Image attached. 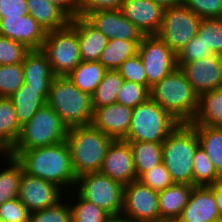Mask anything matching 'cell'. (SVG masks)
<instances>
[{
  "label": "cell",
  "mask_w": 222,
  "mask_h": 222,
  "mask_svg": "<svg viewBox=\"0 0 222 222\" xmlns=\"http://www.w3.org/2000/svg\"><path fill=\"white\" fill-rule=\"evenodd\" d=\"M149 92L150 90L144 85L124 80L123 86L117 95L116 103L134 109L150 97Z\"/></svg>",
  "instance_id": "38"
},
{
  "label": "cell",
  "mask_w": 222,
  "mask_h": 222,
  "mask_svg": "<svg viewBox=\"0 0 222 222\" xmlns=\"http://www.w3.org/2000/svg\"><path fill=\"white\" fill-rule=\"evenodd\" d=\"M137 179L145 172L162 162V143L129 142Z\"/></svg>",
  "instance_id": "32"
},
{
  "label": "cell",
  "mask_w": 222,
  "mask_h": 222,
  "mask_svg": "<svg viewBox=\"0 0 222 222\" xmlns=\"http://www.w3.org/2000/svg\"><path fill=\"white\" fill-rule=\"evenodd\" d=\"M138 54L150 87L177 68V55L158 35H145L138 46Z\"/></svg>",
  "instance_id": "11"
},
{
  "label": "cell",
  "mask_w": 222,
  "mask_h": 222,
  "mask_svg": "<svg viewBox=\"0 0 222 222\" xmlns=\"http://www.w3.org/2000/svg\"><path fill=\"white\" fill-rule=\"evenodd\" d=\"M106 71L99 61H81L67 76L82 92L92 95Z\"/></svg>",
  "instance_id": "28"
},
{
  "label": "cell",
  "mask_w": 222,
  "mask_h": 222,
  "mask_svg": "<svg viewBox=\"0 0 222 222\" xmlns=\"http://www.w3.org/2000/svg\"><path fill=\"white\" fill-rule=\"evenodd\" d=\"M26 0H0V18L28 15Z\"/></svg>",
  "instance_id": "47"
},
{
  "label": "cell",
  "mask_w": 222,
  "mask_h": 222,
  "mask_svg": "<svg viewBox=\"0 0 222 222\" xmlns=\"http://www.w3.org/2000/svg\"><path fill=\"white\" fill-rule=\"evenodd\" d=\"M199 94L222 88V56L213 54L199 61L177 64Z\"/></svg>",
  "instance_id": "15"
},
{
  "label": "cell",
  "mask_w": 222,
  "mask_h": 222,
  "mask_svg": "<svg viewBox=\"0 0 222 222\" xmlns=\"http://www.w3.org/2000/svg\"><path fill=\"white\" fill-rule=\"evenodd\" d=\"M113 140L92 124L68 128L65 141L70 150L71 164L76 177L100 172L107 149Z\"/></svg>",
  "instance_id": "2"
},
{
  "label": "cell",
  "mask_w": 222,
  "mask_h": 222,
  "mask_svg": "<svg viewBox=\"0 0 222 222\" xmlns=\"http://www.w3.org/2000/svg\"><path fill=\"white\" fill-rule=\"evenodd\" d=\"M55 76H67L82 60L77 31L68 24L48 31L42 49Z\"/></svg>",
  "instance_id": "9"
},
{
  "label": "cell",
  "mask_w": 222,
  "mask_h": 222,
  "mask_svg": "<svg viewBox=\"0 0 222 222\" xmlns=\"http://www.w3.org/2000/svg\"><path fill=\"white\" fill-rule=\"evenodd\" d=\"M29 14L45 30L52 31L66 27L70 18L49 0H26Z\"/></svg>",
  "instance_id": "26"
},
{
  "label": "cell",
  "mask_w": 222,
  "mask_h": 222,
  "mask_svg": "<svg viewBox=\"0 0 222 222\" xmlns=\"http://www.w3.org/2000/svg\"><path fill=\"white\" fill-rule=\"evenodd\" d=\"M117 71L124 80L144 85L150 90L151 87L147 84L145 68L143 67L142 60L138 53L126 59Z\"/></svg>",
  "instance_id": "41"
},
{
  "label": "cell",
  "mask_w": 222,
  "mask_h": 222,
  "mask_svg": "<svg viewBox=\"0 0 222 222\" xmlns=\"http://www.w3.org/2000/svg\"><path fill=\"white\" fill-rule=\"evenodd\" d=\"M123 82L124 78L117 70H107L97 89L91 95L92 107L100 108L116 103Z\"/></svg>",
  "instance_id": "33"
},
{
  "label": "cell",
  "mask_w": 222,
  "mask_h": 222,
  "mask_svg": "<svg viewBox=\"0 0 222 222\" xmlns=\"http://www.w3.org/2000/svg\"><path fill=\"white\" fill-rule=\"evenodd\" d=\"M73 204L69 202L72 222H104L110 214L95 204L83 199L77 192Z\"/></svg>",
  "instance_id": "36"
},
{
  "label": "cell",
  "mask_w": 222,
  "mask_h": 222,
  "mask_svg": "<svg viewBox=\"0 0 222 222\" xmlns=\"http://www.w3.org/2000/svg\"><path fill=\"white\" fill-rule=\"evenodd\" d=\"M159 192L139 180L124 185L122 215L129 222L159 221Z\"/></svg>",
  "instance_id": "12"
},
{
  "label": "cell",
  "mask_w": 222,
  "mask_h": 222,
  "mask_svg": "<svg viewBox=\"0 0 222 222\" xmlns=\"http://www.w3.org/2000/svg\"><path fill=\"white\" fill-rule=\"evenodd\" d=\"M196 15L202 18H222V0H181Z\"/></svg>",
  "instance_id": "44"
},
{
  "label": "cell",
  "mask_w": 222,
  "mask_h": 222,
  "mask_svg": "<svg viewBox=\"0 0 222 222\" xmlns=\"http://www.w3.org/2000/svg\"><path fill=\"white\" fill-rule=\"evenodd\" d=\"M124 0H79V16H84L87 12L107 9H120Z\"/></svg>",
  "instance_id": "46"
},
{
  "label": "cell",
  "mask_w": 222,
  "mask_h": 222,
  "mask_svg": "<svg viewBox=\"0 0 222 222\" xmlns=\"http://www.w3.org/2000/svg\"><path fill=\"white\" fill-rule=\"evenodd\" d=\"M67 126L47 104L25 123L14 147L8 152L16 157L22 150L51 146L66 140Z\"/></svg>",
  "instance_id": "6"
},
{
  "label": "cell",
  "mask_w": 222,
  "mask_h": 222,
  "mask_svg": "<svg viewBox=\"0 0 222 222\" xmlns=\"http://www.w3.org/2000/svg\"><path fill=\"white\" fill-rule=\"evenodd\" d=\"M24 84L23 66L0 65V97H10Z\"/></svg>",
  "instance_id": "37"
},
{
  "label": "cell",
  "mask_w": 222,
  "mask_h": 222,
  "mask_svg": "<svg viewBox=\"0 0 222 222\" xmlns=\"http://www.w3.org/2000/svg\"><path fill=\"white\" fill-rule=\"evenodd\" d=\"M24 83L33 89H50L55 78L48 57L41 49L30 50L22 63Z\"/></svg>",
  "instance_id": "22"
},
{
  "label": "cell",
  "mask_w": 222,
  "mask_h": 222,
  "mask_svg": "<svg viewBox=\"0 0 222 222\" xmlns=\"http://www.w3.org/2000/svg\"><path fill=\"white\" fill-rule=\"evenodd\" d=\"M155 3H157L158 5L162 6L164 9L171 7V6H175L181 3V0H151Z\"/></svg>",
  "instance_id": "50"
},
{
  "label": "cell",
  "mask_w": 222,
  "mask_h": 222,
  "mask_svg": "<svg viewBox=\"0 0 222 222\" xmlns=\"http://www.w3.org/2000/svg\"><path fill=\"white\" fill-rule=\"evenodd\" d=\"M100 172L123 185L137 180L130 143L123 139L113 140L107 149Z\"/></svg>",
  "instance_id": "16"
},
{
  "label": "cell",
  "mask_w": 222,
  "mask_h": 222,
  "mask_svg": "<svg viewBox=\"0 0 222 222\" xmlns=\"http://www.w3.org/2000/svg\"><path fill=\"white\" fill-rule=\"evenodd\" d=\"M16 159L22 164L24 172L54 183L64 192L69 190L68 186H72V190L73 186H76L77 177L72 168L70 150L66 141L22 150Z\"/></svg>",
  "instance_id": "1"
},
{
  "label": "cell",
  "mask_w": 222,
  "mask_h": 222,
  "mask_svg": "<svg viewBox=\"0 0 222 222\" xmlns=\"http://www.w3.org/2000/svg\"><path fill=\"white\" fill-rule=\"evenodd\" d=\"M198 146V136L190 123H179L162 143V162L174 183L193 185L194 155Z\"/></svg>",
  "instance_id": "4"
},
{
  "label": "cell",
  "mask_w": 222,
  "mask_h": 222,
  "mask_svg": "<svg viewBox=\"0 0 222 222\" xmlns=\"http://www.w3.org/2000/svg\"><path fill=\"white\" fill-rule=\"evenodd\" d=\"M198 136V143L209 159L217 174L222 178V128L191 124Z\"/></svg>",
  "instance_id": "29"
},
{
  "label": "cell",
  "mask_w": 222,
  "mask_h": 222,
  "mask_svg": "<svg viewBox=\"0 0 222 222\" xmlns=\"http://www.w3.org/2000/svg\"><path fill=\"white\" fill-rule=\"evenodd\" d=\"M196 35L214 54L222 56V18H202Z\"/></svg>",
  "instance_id": "35"
},
{
  "label": "cell",
  "mask_w": 222,
  "mask_h": 222,
  "mask_svg": "<svg viewBox=\"0 0 222 222\" xmlns=\"http://www.w3.org/2000/svg\"><path fill=\"white\" fill-rule=\"evenodd\" d=\"M29 51L24 44L0 35V65L23 63Z\"/></svg>",
  "instance_id": "40"
},
{
  "label": "cell",
  "mask_w": 222,
  "mask_h": 222,
  "mask_svg": "<svg viewBox=\"0 0 222 222\" xmlns=\"http://www.w3.org/2000/svg\"><path fill=\"white\" fill-rule=\"evenodd\" d=\"M46 104L59 115L67 128L91 124V95L82 92L68 76H55L50 85Z\"/></svg>",
  "instance_id": "5"
},
{
  "label": "cell",
  "mask_w": 222,
  "mask_h": 222,
  "mask_svg": "<svg viewBox=\"0 0 222 222\" xmlns=\"http://www.w3.org/2000/svg\"><path fill=\"white\" fill-rule=\"evenodd\" d=\"M69 24L77 31L81 60L99 61L108 38L83 16L70 19Z\"/></svg>",
  "instance_id": "21"
},
{
  "label": "cell",
  "mask_w": 222,
  "mask_h": 222,
  "mask_svg": "<svg viewBox=\"0 0 222 222\" xmlns=\"http://www.w3.org/2000/svg\"><path fill=\"white\" fill-rule=\"evenodd\" d=\"M8 167L0 170V205L4 202L18 198L20 181L23 174V166L8 153L1 154Z\"/></svg>",
  "instance_id": "31"
},
{
  "label": "cell",
  "mask_w": 222,
  "mask_h": 222,
  "mask_svg": "<svg viewBox=\"0 0 222 222\" xmlns=\"http://www.w3.org/2000/svg\"><path fill=\"white\" fill-rule=\"evenodd\" d=\"M216 199L217 208L220 216H222V181L209 185Z\"/></svg>",
  "instance_id": "49"
},
{
  "label": "cell",
  "mask_w": 222,
  "mask_h": 222,
  "mask_svg": "<svg viewBox=\"0 0 222 222\" xmlns=\"http://www.w3.org/2000/svg\"><path fill=\"white\" fill-rule=\"evenodd\" d=\"M104 222H129L122 214L110 215Z\"/></svg>",
  "instance_id": "51"
},
{
  "label": "cell",
  "mask_w": 222,
  "mask_h": 222,
  "mask_svg": "<svg viewBox=\"0 0 222 222\" xmlns=\"http://www.w3.org/2000/svg\"><path fill=\"white\" fill-rule=\"evenodd\" d=\"M50 89H33L28 84H23L9 98L15 106L18 122L21 126L46 104Z\"/></svg>",
  "instance_id": "24"
},
{
  "label": "cell",
  "mask_w": 222,
  "mask_h": 222,
  "mask_svg": "<svg viewBox=\"0 0 222 222\" xmlns=\"http://www.w3.org/2000/svg\"><path fill=\"white\" fill-rule=\"evenodd\" d=\"M140 42L115 38L110 39L102 51L99 62L106 70H117L126 59L138 53Z\"/></svg>",
  "instance_id": "30"
},
{
  "label": "cell",
  "mask_w": 222,
  "mask_h": 222,
  "mask_svg": "<svg viewBox=\"0 0 222 222\" xmlns=\"http://www.w3.org/2000/svg\"><path fill=\"white\" fill-rule=\"evenodd\" d=\"M201 18L182 2L164 9L163 22L157 34L177 55L197 34Z\"/></svg>",
  "instance_id": "10"
},
{
  "label": "cell",
  "mask_w": 222,
  "mask_h": 222,
  "mask_svg": "<svg viewBox=\"0 0 222 222\" xmlns=\"http://www.w3.org/2000/svg\"><path fill=\"white\" fill-rule=\"evenodd\" d=\"M30 212L18 198L0 205V217L3 222H29Z\"/></svg>",
  "instance_id": "45"
},
{
  "label": "cell",
  "mask_w": 222,
  "mask_h": 222,
  "mask_svg": "<svg viewBox=\"0 0 222 222\" xmlns=\"http://www.w3.org/2000/svg\"><path fill=\"white\" fill-rule=\"evenodd\" d=\"M0 35L36 50L42 49L47 31L28 14L0 18Z\"/></svg>",
  "instance_id": "17"
},
{
  "label": "cell",
  "mask_w": 222,
  "mask_h": 222,
  "mask_svg": "<svg viewBox=\"0 0 222 222\" xmlns=\"http://www.w3.org/2000/svg\"><path fill=\"white\" fill-rule=\"evenodd\" d=\"M122 14L144 35H157L161 29L164 8L151 0H124Z\"/></svg>",
  "instance_id": "18"
},
{
  "label": "cell",
  "mask_w": 222,
  "mask_h": 222,
  "mask_svg": "<svg viewBox=\"0 0 222 222\" xmlns=\"http://www.w3.org/2000/svg\"><path fill=\"white\" fill-rule=\"evenodd\" d=\"M137 180L158 192L166 189L174 183L163 162L143 173Z\"/></svg>",
  "instance_id": "42"
},
{
  "label": "cell",
  "mask_w": 222,
  "mask_h": 222,
  "mask_svg": "<svg viewBox=\"0 0 222 222\" xmlns=\"http://www.w3.org/2000/svg\"><path fill=\"white\" fill-rule=\"evenodd\" d=\"M22 126L9 97H0V151L8 153L16 144Z\"/></svg>",
  "instance_id": "27"
},
{
  "label": "cell",
  "mask_w": 222,
  "mask_h": 222,
  "mask_svg": "<svg viewBox=\"0 0 222 222\" xmlns=\"http://www.w3.org/2000/svg\"><path fill=\"white\" fill-rule=\"evenodd\" d=\"M64 198L48 208L31 212L29 222H72L69 203Z\"/></svg>",
  "instance_id": "39"
},
{
  "label": "cell",
  "mask_w": 222,
  "mask_h": 222,
  "mask_svg": "<svg viewBox=\"0 0 222 222\" xmlns=\"http://www.w3.org/2000/svg\"><path fill=\"white\" fill-rule=\"evenodd\" d=\"M154 222H173V221L160 220V221H154Z\"/></svg>",
  "instance_id": "53"
},
{
  "label": "cell",
  "mask_w": 222,
  "mask_h": 222,
  "mask_svg": "<svg viewBox=\"0 0 222 222\" xmlns=\"http://www.w3.org/2000/svg\"><path fill=\"white\" fill-rule=\"evenodd\" d=\"M52 4L60 8L70 19L79 16V0H49Z\"/></svg>",
  "instance_id": "48"
},
{
  "label": "cell",
  "mask_w": 222,
  "mask_h": 222,
  "mask_svg": "<svg viewBox=\"0 0 222 222\" xmlns=\"http://www.w3.org/2000/svg\"><path fill=\"white\" fill-rule=\"evenodd\" d=\"M214 222H222V216H219Z\"/></svg>",
  "instance_id": "52"
},
{
  "label": "cell",
  "mask_w": 222,
  "mask_h": 222,
  "mask_svg": "<svg viewBox=\"0 0 222 222\" xmlns=\"http://www.w3.org/2000/svg\"><path fill=\"white\" fill-rule=\"evenodd\" d=\"M78 185V186H77ZM76 192L85 200L102 208L110 215L123 211L124 185L101 172H90L77 177Z\"/></svg>",
  "instance_id": "8"
},
{
  "label": "cell",
  "mask_w": 222,
  "mask_h": 222,
  "mask_svg": "<svg viewBox=\"0 0 222 222\" xmlns=\"http://www.w3.org/2000/svg\"><path fill=\"white\" fill-rule=\"evenodd\" d=\"M214 53L196 35L177 54V64L199 61L200 59L212 56Z\"/></svg>",
  "instance_id": "43"
},
{
  "label": "cell",
  "mask_w": 222,
  "mask_h": 222,
  "mask_svg": "<svg viewBox=\"0 0 222 222\" xmlns=\"http://www.w3.org/2000/svg\"><path fill=\"white\" fill-rule=\"evenodd\" d=\"M179 123L149 97L133 109L128 134L123 140L163 143Z\"/></svg>",
  "instance_id": "7"
},
{
  "label": "cell",
  "mask_w": 222,
  "mask_h": 222,
  "mask_svg": "<svg viewBox=\"0 0 222 222\" xmlns=\"http://www.w3.org/2000/svg\"><path fill=\"white\" fill-rule=\"evenodd\" d=\"M219 216L212 189L194 186L187 205L175 222H214Z\"/></svg>",
  "instance_id": "20"
},
{
  "label": "cell",
  "mask_w": 222,
  "mask_h": 222,
  "mask_svg": "<svg viewBox=\"0 0 222 222\" xmlns=\"http://www.w3.org/2000/svg\"><path fill=\"white\" fill-rule=\"evenodd\" d=\"M193 187L189 184L173 183L166 189L159 191V221L175 222L187 205Z\"/></svg>",
  "instance_id": "23"
},
{
  "label": "cell",
  "mask_w": 222,
  "mask_h": 222,
  "mask_svg": "<svg viewBox=\"0 0 222 222\" xmlns=\"http://www.w3.org/2000/svg\"><path fill=\"white\" fill-rule=\"evenodd\" d=\"M190 124L222 128V88L199 94L197 111Z\"/></svg>",
  "instance_id": "25"
},
{
  "label": "cell",
  "mask_w": 222,
  "mask_h": 222,
  "mask_svg": "<svg viewBox=\"0 0 222 222\" xmlns=\"http://www.w3.org/2000/svg\"><path fill=\"white\" fill-rule=\"evenodd\" d=\"M222 181L206 152L197 147L193 164V186H209Z\"/></svg>",
  "instance_id": "34"
},
{
  "label": "cell",
  "mask_w": 222,
  "mask_h": 222,
  "mask_svg": "<svg viewBox=\"0 0 222 222\" xmlns=\"http://www.w3.org/2000/svg\"><path fill=\"white\" fill-rule=\"evenodd\" d=\"M92 26L102 32L108 40L122 39L128 41H142L145 36L120 9L96 10L87 12L83 16Z\"/></svg>",
  "instance_id": "14"
},
{
  "label": "cell",
  "mask_w": 222,
  "mask_h": 222,
  "mask_svg": "<svg viewBox=\"0 0 222 222\" xmlns=\"http://www.w3.org/2000/svg\"><path fill=\"white\" fill-rule=\"evenodd\" d=\"M62 190L52 182L29 175L23 171L18 199L31 213L60 202L62 198L66 197L64 196L65 192Z\"/></svg>",
  "instance_id": "13"
},
{
  "label": "cell",
  "mask_w": 222,
  "mask_h": 222,
  "mask_svg": "<svg viewBox=\"0 0 222 222\" xmlns=\"http://www.w3.org/2000/svg\"><path fill=\"white\" fill-rule=\"evenodd\" d=\"M150 98L180 123H190L197 111L199 95L180 68L150 88Z\"/></svg>",
  "instance_id": "3"
},
{
  "label": "cell",
  "mask_w": 222,
  "mask_h": 222,
  "mask_svg": "<svg viewBox=\"0 0 222 222\" xmlns=\"http://www.w3.org/2000/svg\"><path fill=\"white\" fill-rule=\"evenodd\" d=\"M132 111L119 103L93 108L91 124L114 140L124 139L131 124Z\"/></svg>",
  "instance_id": "19"
}]
</instances>
